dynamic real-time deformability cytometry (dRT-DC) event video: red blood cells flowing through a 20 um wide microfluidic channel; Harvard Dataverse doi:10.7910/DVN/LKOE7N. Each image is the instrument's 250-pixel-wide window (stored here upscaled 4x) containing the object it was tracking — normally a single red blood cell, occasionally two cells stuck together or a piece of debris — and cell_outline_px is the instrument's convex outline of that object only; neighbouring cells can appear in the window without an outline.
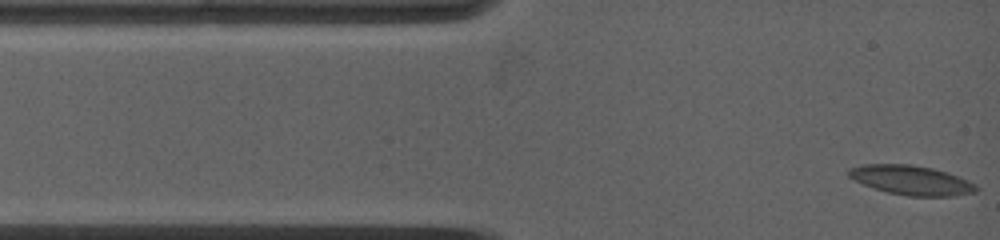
{"species": "common noctule bat (a hibernating species)", "species_latin": "Nyctalus noctula", "temperature_condition": "warm", "stored_images_in_passage": 41, "camera_frame_rate_fps": 5000, "um_per_image_px": 0.085, "animal": {"sex": "female", "body_mass_g": 19.0, "forearm_length_mm": 53.3}, "frame": {"image": 1, "passage_image": 1, "time_ms": 0.0, "image_size_px": [1000, 240], "cell_outline_px": [[980, 188], [976, 192], [956, 196], [908, 196], [888, 192], [864, 184], [848, 176], [848, 168], [860, 164], [912, 164], [932, 168], [948, 172], [968, 180], [976, 184]], "centroid_in_image_um": [77.5, 15.31], "position_along_channel_um": 7.5, "area_um2": 21.96}}
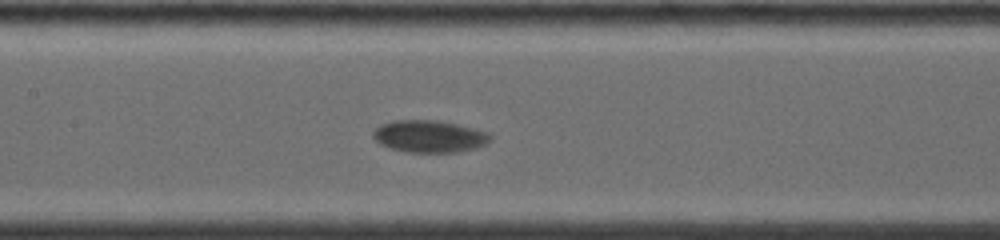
{"frame": {"image": 2, "passage_image": 17, "time_ms": 5.8, "image_size_px": [1000, 240], "cell_outline_px": [[492, 136], [488, 144], [476, 148], [456, 152], [408, 152], [392, 148], [380, 144], [372, 136], [372, 132], [380, 124], [392, 120], [432, 120], [456, 124], [488, 132]], "centroid_in_image_um": [36.49, 11.59], "position_along_channel_um": 170.9, "area_um2": 21.91}}
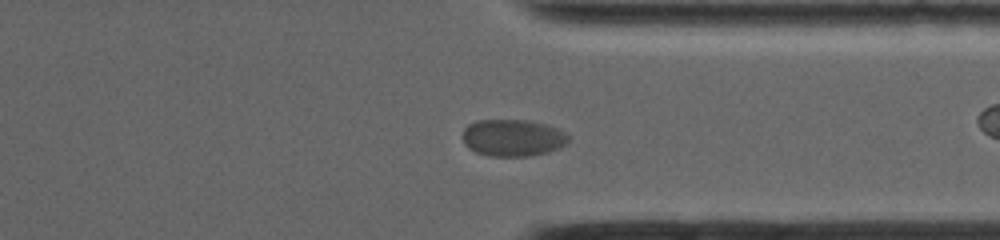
{"frame": {"image": 3, "passage_image": 32, "time_ms": 11.2, "image_size_px": [1000, 240], "cell_outline_px": [[568, 144], [548, 152], [528, 156], [488, 156], [476, 152], [468, 148], [464, 144], [464, 128], [468, 124], [476, 120], [528, 120], [548, 124], [560, 128], [568, 132]], "centroid_in_image_um": [43.63, 11.7], "position_along_channel_um": 367.8, "area_um2": 23.12}, "authors_computed_cell_mechanics": {"area_um2": 21.964, "velocity_mm_per_s": 3.6452, "shape_relaxation_time_tau1_ms": 3.1003, "shape_relaxation_time_tau2_ms": null, "deformation_change_tau1": 0.0791, "deformation_change_tau2": null}}